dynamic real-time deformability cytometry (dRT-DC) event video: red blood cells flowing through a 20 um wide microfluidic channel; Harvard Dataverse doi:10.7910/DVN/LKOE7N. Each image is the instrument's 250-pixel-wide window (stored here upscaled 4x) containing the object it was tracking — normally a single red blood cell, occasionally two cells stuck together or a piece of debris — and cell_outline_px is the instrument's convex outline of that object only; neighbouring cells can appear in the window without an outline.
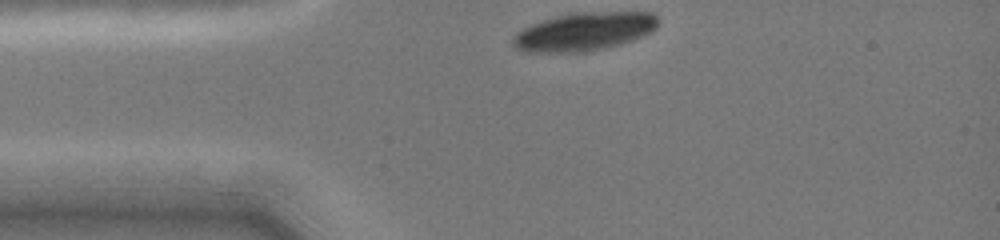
{"species": "common noctule bat (a hibernating species)", "species_latin": "Nyctalus noctula", "temperature_condition": "cold", "stored_images_in_passage": 40, "camera_frame_rate_fps": 3000, "um_per_image_px": 0.085, "animal": {"sex": "female", "body_mass_g": 19.0, "forearm_length_mm": 51.5}, "frame": {"image": 1, "passage_image": 1, "time_ms": 0.0, "image_size_px": [1000, 240], "cell_outline_px": [[656, 28], [652, 32], [632, 40], [620, 44], [604, 48], [584, 52], [528, 52], [516, 48], [512, 44], [512, 36], [516, 32], [532, 24], [568, 12], [652, 12], [656, 16]], "centroid_in_image_um": [49.63, 2.68], "position_along_channel_um": 35.4, "area_um2": 32.37}}
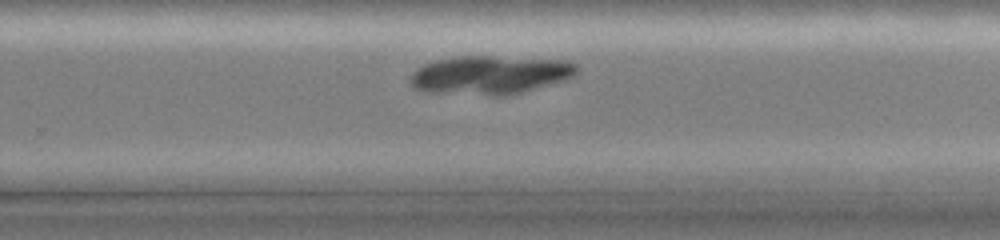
{"frame": {"image": 2, "passage_image": 30, "time_ms": 7.0, "image_size_px": [1000, 240], "cell_outline_px": [[576, 72], [572, 76], [560, 80], [520, 92], [504, 96], [492, 96], [424, 92], [416, 88], [412, 84], [412, 76], [424, 64], [436, 60], [452, 56], [492, 56], [564, 60], [576, 64]], "centroid_in_image_um": [41.61, 6.37], "position_along_channel_um": 288.2, "area_um2": 36.93}}
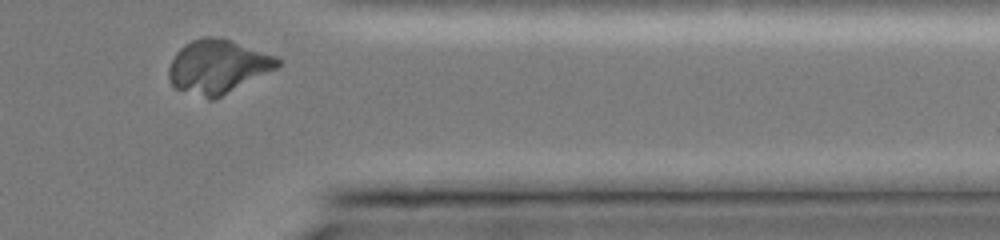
{"frame": {"image": 3, "passage_image": 38, "time_ms": 9.667, "image_size_px": [1000, 240], "cell_outline_px": [[280, 64], [276, 68], [216, 100], [208, 100], [176, 88], [168, 80], [168, 68], [176, 52], [184, 44], [192, 40], [204, 36], [216, 36], [276, 56], [280, 60]], "centroid_in_image_um": [18.47, 5.68], "position_along_channel_um": 392.9, "area_um2": 33.99}}